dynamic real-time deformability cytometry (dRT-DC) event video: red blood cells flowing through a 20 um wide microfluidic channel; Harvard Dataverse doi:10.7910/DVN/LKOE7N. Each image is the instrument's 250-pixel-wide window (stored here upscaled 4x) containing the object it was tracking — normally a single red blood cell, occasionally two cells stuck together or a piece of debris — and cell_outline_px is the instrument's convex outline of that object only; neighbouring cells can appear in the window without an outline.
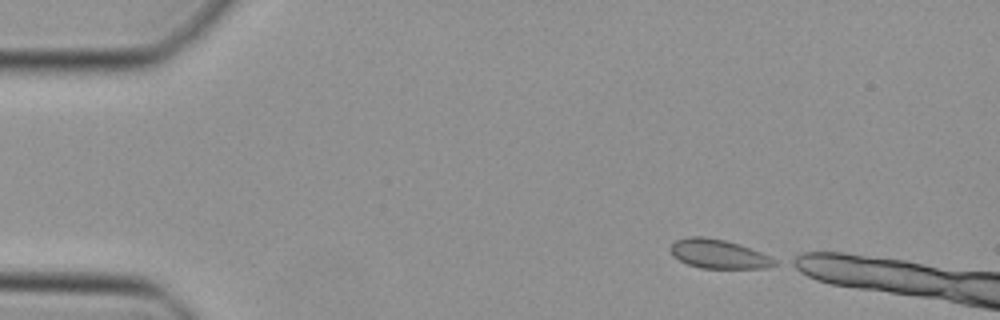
{"species": "Egyptian fruit bat (a non-hibernating species)", "species_latin": "Rousettus aegyptiacus", "temperature_condition": "cold", "stored_images_in_passage": 5, "camera_frame_rate_fps": 3000, "um_per_image_px": 0.085, "animal": {"sex": "female"}, "frame": {"image": 1, "passage_image": 1, "time_ms": 0.0, "image_size_px": [1000, 320], "cell_outline_px": [[776, 264], [768, 268], [700, 268], [688, 264], [672, 256], [668, 248], [676, 240], [688, 236], [704, 236], [724, 240], [760, 252], [776, 260]], "centroid_in_image_um": [61.01, 21.59], "position_along_channel_um": 24.0, "area_um2": 17.46}}